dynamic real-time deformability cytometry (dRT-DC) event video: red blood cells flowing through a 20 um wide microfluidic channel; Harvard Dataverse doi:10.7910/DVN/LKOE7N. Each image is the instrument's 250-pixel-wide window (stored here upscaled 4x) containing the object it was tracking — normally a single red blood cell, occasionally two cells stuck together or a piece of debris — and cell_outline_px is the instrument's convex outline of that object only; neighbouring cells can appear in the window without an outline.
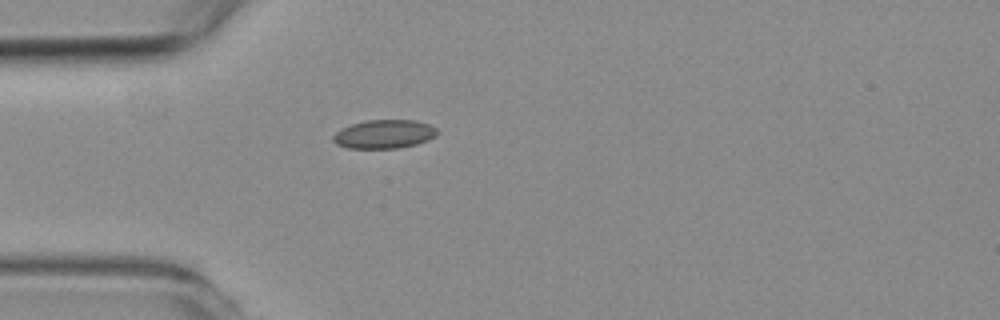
{"species": "common noctule bat (a hibernating species)", "species_latin": "Nyctalus noctula", "temperature_condition": "room temperature", "stored_images_in_passage": 34, "camera_frame_rate_fps": 3000, "um_per_image_px": 0.085, "animal": {"sex": "female", "body_mass_g": 19.3, "forearm_length_mm": 54.1}, "frame": {"image": 1, "passage_image": 1, "time_ms": 0.0, "image_size_px": [1000, 320], "cell_outline_px": [[440, 132], [436, 136], [428, 140], [416, 144], [396, 148], [348, 148], [336, 144], [332, 140], [332, 136], [340, 128], [364, 120], [416, 120], [428, 124], [436, 128]], "centroid_in_image_um": [32.65, 11.39], "position_along_channel_um": 52.4, "area_um2": 17.51}}
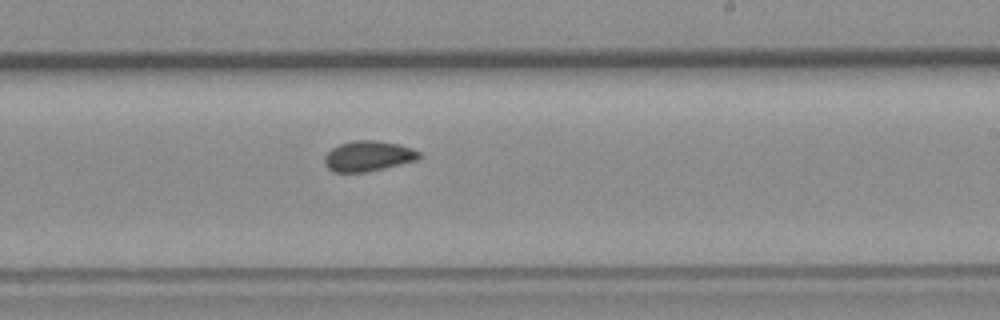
{"frame": {"image": 2, "passage_image": 19, "time_ms": 6.0, "image_size_px": [1000, 320], "cell_outline_px": [[424, 156], [420, 160], [368, 172], [332, 172], [324, 164], [324, 156], [332, 148], [340, 144], [356, 140], [376, 140], [400, 144], [412, 148], [420, 152]], "centroid_in_image_um": [31.35, 13.27], "position_along_channel_um": 257.6, "area_um2": 17.11}}
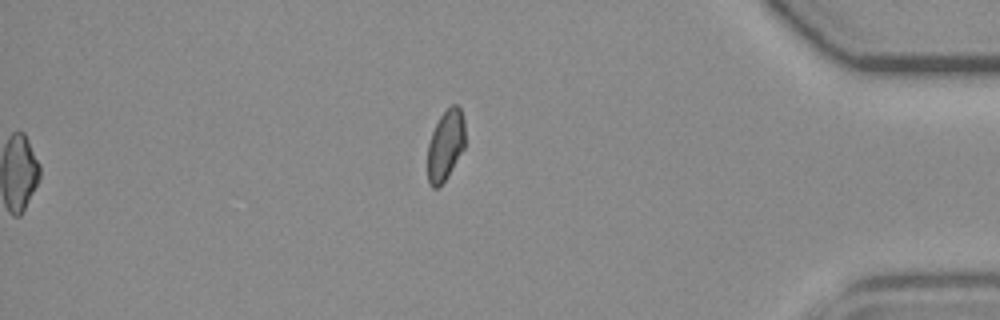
{"frame": {"image": 3, "passage_image": 34, "time_ms": 11.0, "image_size_px": [1000, 320], "cell_outline_px": [[464, 148], [448, 176], [436, 188], [432, 188], [428, 184], [428, 144], [432, 132], [440, 116], [452, 104], [456, 104], [460, 108], [464, 120]], "centroid_in_image_um": [37.86, 12.34], "position_along_channel_um": 397.3, "area_um2": 15.26}, "authors_computed_cell_mechanics": {"area_um2": 16.6175, "velocity_mm_per_s": 3.5433, "shape_relaxation_time_tau1_ms": null, "shape_relaxation_time_tau2_ms": 3.7405, "deformation_change_tau1": null, "deformation_change_tau2": 0.0531}}